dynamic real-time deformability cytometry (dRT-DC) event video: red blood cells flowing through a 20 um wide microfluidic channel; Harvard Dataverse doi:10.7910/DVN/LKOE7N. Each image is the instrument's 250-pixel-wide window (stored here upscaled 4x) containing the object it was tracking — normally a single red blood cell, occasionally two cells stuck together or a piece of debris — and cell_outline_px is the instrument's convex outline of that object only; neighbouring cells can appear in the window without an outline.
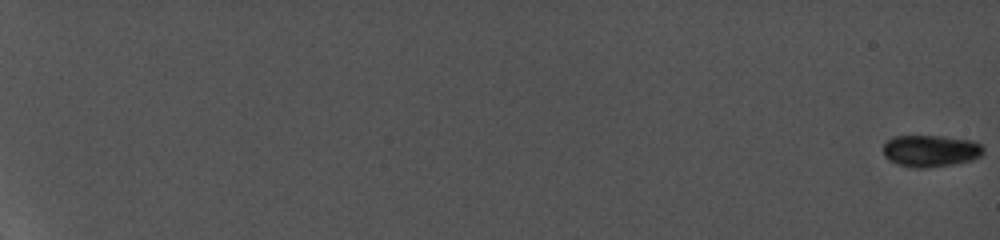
{"species": "common noctule bat (a hibernating species)", "species_latin": "Nyctalus noctula", "temperature_condition": "cold", "stored_images_in_passage": 83, "camera_frame_rate_fps": 5000, "um_per_image_px": 0.085, "animal": {"sex": "female", "body_mass_g": 19.0, "forearm_length_mm": 56.7}, "frame": {"image": 1, "passage_image": 1, "time_ms": 0.0, "image_size_px": [1000, 240], "cell_outline_px": [[984, 152], [980, 156], [972, 160], [952, 164], [928, 168], [916, 168], [896, 164], [888, 160], [884, 156], [884, 144], [888, 140], [896, 136], [944, 136], [972, 140], [980, 144], [984, 148]], "centroid_in_image_um": [79.11, 12.83], "position_along_channel_um": 5.9, "area_um2": 18.67}}
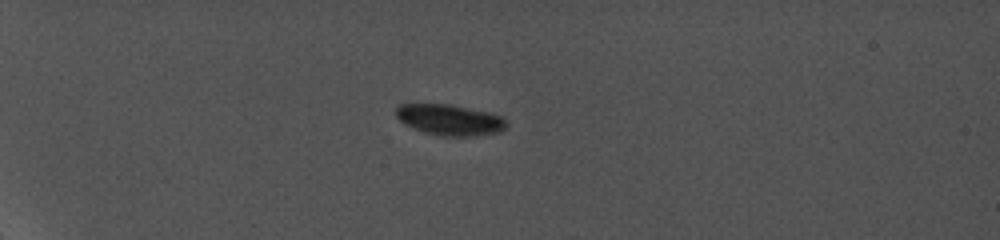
{"frame": {"image": 2, "passage_image": 30, "time_ms": 7.0, "image_size_px": [1000, 240], "cell_outline_px": [[508, 124], [500, 132], [480, 136], [440, 136], [424, 132], [412, 128], [404, 124], [396, 116], [396, 108], [400, 104], [452, 104], [492, 112], [504, 116], [508, 120]], "centroid_in_image_um": [38.3, 10.18], "position_along_channel_um": 46.7, "area_um2": 20.4}}
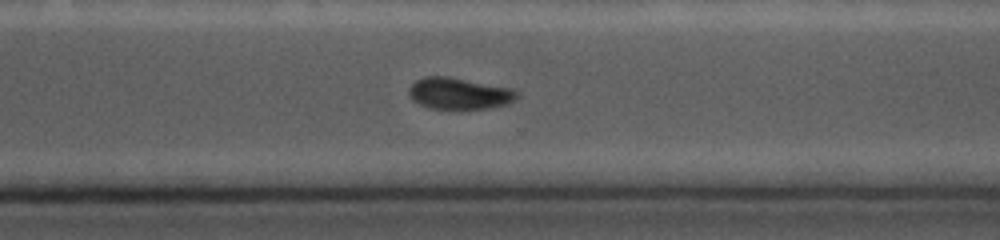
{"frame": {"image": 3, "passage_image": 76, "time_ms": 16.4, "image_size_px": [1000, 240], "cell_outline_px": [[520, 96], [504, 104], [488, 108], [428, 108], [412, 100], [408, 92], [408, 88], [416, 80], [424, 76], [448, 76], [512, 88], [520, 92]], "centroid_in_image_um": [39.01, 7.92], "position_along_channel_um": 331.6, "area_um2": 19.77}}